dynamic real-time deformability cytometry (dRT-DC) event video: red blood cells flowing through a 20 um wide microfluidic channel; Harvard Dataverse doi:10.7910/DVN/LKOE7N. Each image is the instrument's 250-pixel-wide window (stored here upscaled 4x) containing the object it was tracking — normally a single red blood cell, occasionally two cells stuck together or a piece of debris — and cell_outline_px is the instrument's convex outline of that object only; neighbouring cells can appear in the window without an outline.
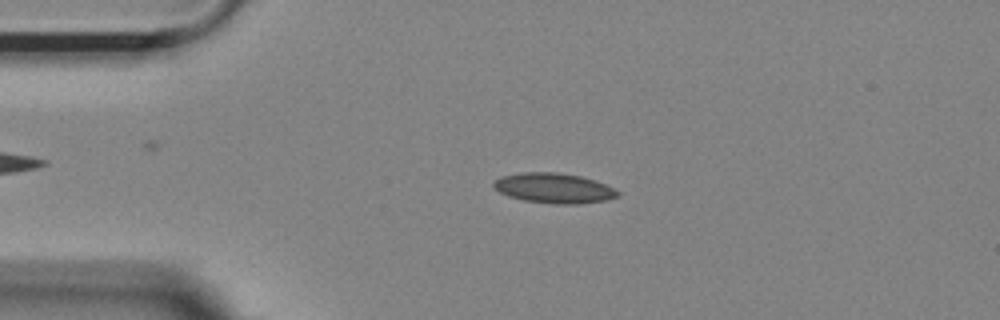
{"species": "Egyptian fruit bat (a non-hibernating species)", "species_latin": "Rousettus aegyptiacus", "temperature_condition": "room temperature", "stored_images_in_passage": 54, "camera_frame_rate_fps": 3000, "um_per_image_px": 0.085, "animal": {"sex": "female"}, "frame": {"image": 1, "passage_image": 12, "time_ms": 3.667, "image_size_px": [1000, 320], "cell_outline_px": [[620, 196], [608, 200], [576, 204], [556, 204], [524, 200], [508, 196], [500, 192], [492, 184], [500, 176], [524, 172], [556, 172], [580, 176], [596, 180], [620, 192]], "centroid_in_image_um": [47.11, 15.99], "position_along_channel_um": 37.9, "area_um2": 21.68}}
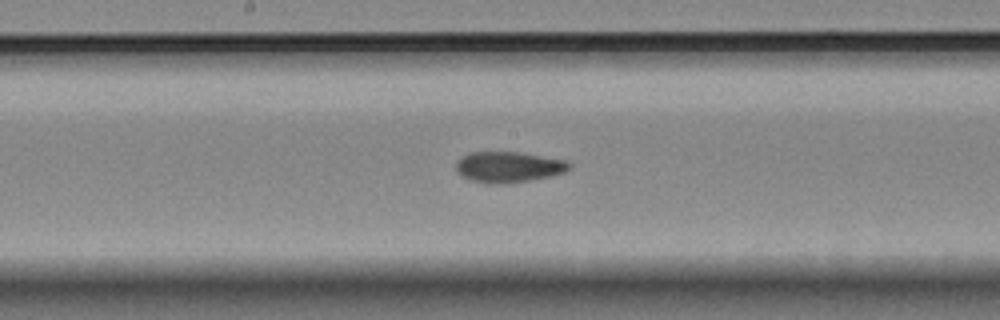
{"frame": {"image": 2, "passage_image": 28, "time_ms": 9.0, "image_size_px": [1000, 320], "cell_outline_px": [[572, 168], [564, 172], [552, 176], [508, 184], [488, 184], [472, 180], [464, 176], [456, 168], [456, 160], [472, 152], [520, 152], [564, 160], [572, 164]], "centroid_in_image_um": [43.26, 14.2], "position_along_channel_um": 204.9, "area_um2": 20.29}}
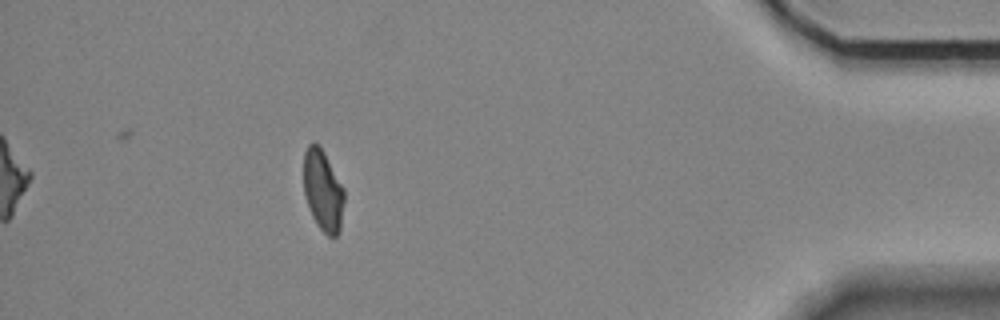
{"frame": {"image": 3, "passage_image": 49, "time_ms": 16.0, "image_size_px": [1000, 320], "cell_outline_px": [[344, 200], [340, 232], [336, 236], [328, 236], [316, 224], [312, 216], [304, 192], [304, 152], [308, 144], [312, 140], [320, 144], [344, 188]], "centroid_in_image_um": [27.45, 16.15], "position_along_channel_um": 407.7, "area_um2": 19.36}, "authors_computed_cell_mechanics": {"area_um2": 20.2878, "velocity_mm_per_s": 3.6423, "shape_relaxation_time_tau1_ms": null, "shape_relaxation_time_tau2_ms": 2.2266, "deformation_change_tau1": null, "deformation_change_tau2": 0.0696}}